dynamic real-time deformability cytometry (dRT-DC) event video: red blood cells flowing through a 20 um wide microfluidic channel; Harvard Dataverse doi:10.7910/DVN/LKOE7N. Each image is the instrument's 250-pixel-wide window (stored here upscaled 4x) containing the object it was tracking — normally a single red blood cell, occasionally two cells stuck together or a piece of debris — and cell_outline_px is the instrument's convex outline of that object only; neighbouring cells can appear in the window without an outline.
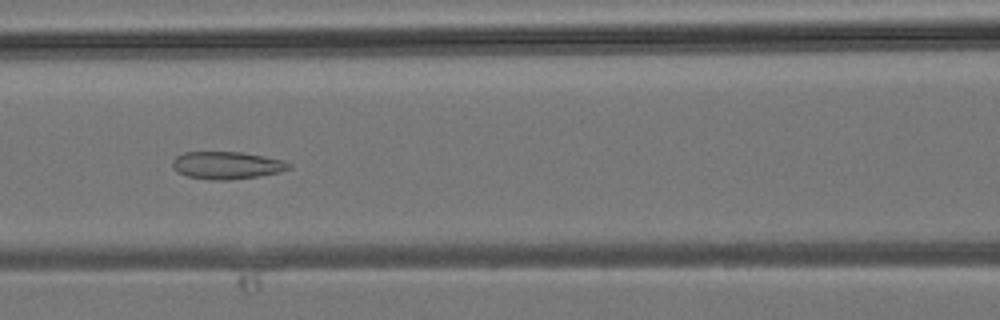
{"species": "common noctule bat (a hibernating species)", "species_latin": "Nyctalus noctula", "temperature_condition": "room temperature", "stored_images_in_passage": 37, "camera_frame_rate_fps": 3000, "um_per_image_px": 0.085, "animal": {"sex": "male", "body_mass_g": 19.2, "forearm_length_mm": 51.8}, "frame": {"image": 1, "passage_image": 16, "time_ms": 5.0, "image_size_px": [1000, 320], "cell_outline_px": [[292, 168], [280, 172], [256, 176], [228, 180], [212, 180], [188, 176], [176, 172], [172, 168], [172, 160], [176, 156], [184, 152], [240, 152], [264, 156], [284, 160], [292, 164]], "centroid_in_image_um": [19.27, 14.04], "position_along_channel_um": 147.3, "area_um2": 18.73}}
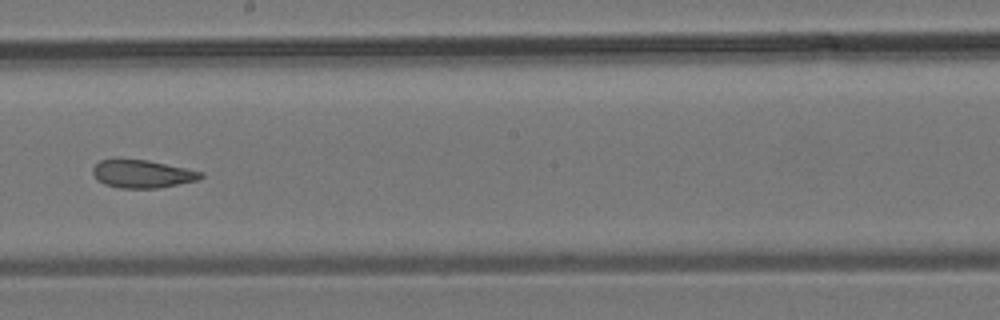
{"frame": {"image": 2, "passage_image": 21, "time_ms": 6.667, "image_size_px": [1000, 320], "cell_outline_px": [[204, 176], [196, 180], [160, 188], [120, 188], [104, 184], [96, 180], [92, 172], [92, 168], [100, 160], [148, 160], [204, 172]], "centroid_in_image_um": [12.09, 14.79], "position_along_channel_um": 236.1, "area_um2": 17.46}}
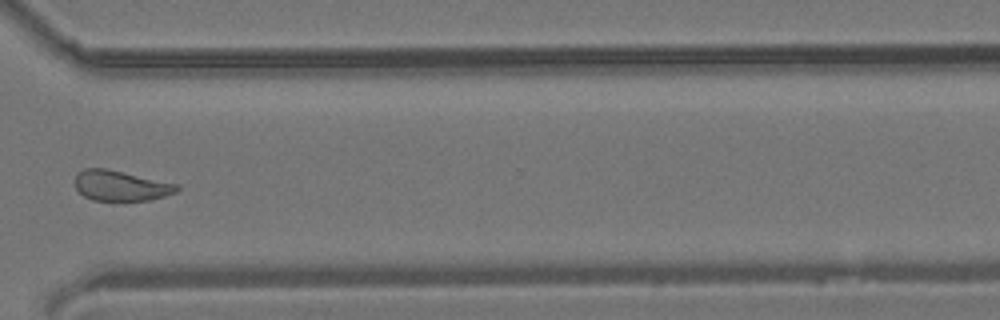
{"frame": {"image": 3, "passage_image": 28, "time_ms": 9.0, "image_size_px": [1000, 320], "cell_outline_px": [[180, 188], [176, 192], [164, 196], [148, 200], [92, 200], [84, 196], [76, 188], [76, 172], [84, 168], [108, 168], [180, 184]], "centroid_in_image_um": [10.28, 15.76], "position_along_channel_um": 360.3, "area_um2": 18.15}}